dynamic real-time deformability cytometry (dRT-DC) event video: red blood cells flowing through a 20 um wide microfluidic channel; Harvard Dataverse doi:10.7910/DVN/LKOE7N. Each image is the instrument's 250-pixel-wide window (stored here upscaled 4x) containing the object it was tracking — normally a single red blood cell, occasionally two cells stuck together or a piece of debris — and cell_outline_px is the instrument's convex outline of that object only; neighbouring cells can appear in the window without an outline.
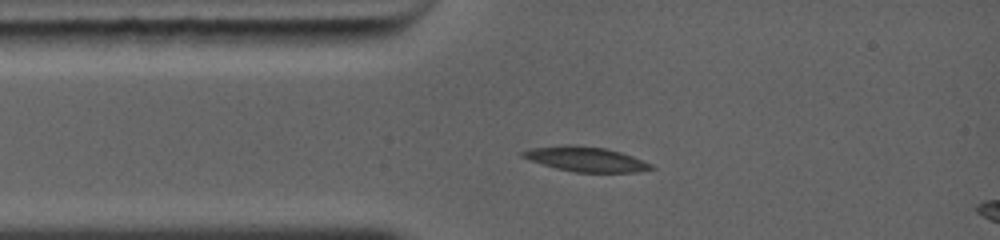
{"species": "common noctule bat (a hibernating species)", "species_latin": "Nyctalus noctula", "temperature_condition": "warm", "stored_images_in_passage": 7, "camera_frame_rate_fps": 5000, "um_per_image_px": 0.085, "animal": {"sex": "female", "body_mass_g": 19.0, "forearm_length_mm": 56.7}, "frame": {"image": 1, "passage_image": 1, "time_ms": 0.0, "image_size_px": [1000, 240], "cell_outline_px": [[656, 168], [636, 172], [576, 172], [556, 168], [520, 156], [520, 152], [532, 148], [560, 144], [576, 144], [608, 148], [632, 156], [652, 164]], "centroid_in_image_um": [49.8, 13.5], "position_along_channel_um": 35.2, "area_um2": 18.61}}
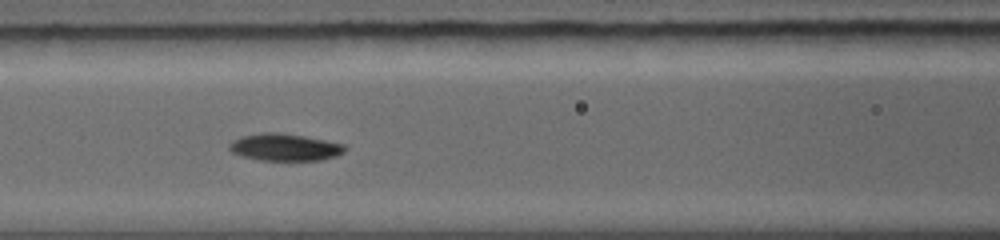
{"frame": {"image": 2, "passage_image": 4, "time_ms": 2.6, "image_size_px": [1000, 240], "cell_outline_px": [[348, 148], [344, 152], [336, 156], [320, 160], [260, 160], [240, 156], [232, 152], [228, 148], [228, 144], [232, 140], [240, 136], [260, 132], [284, 132], [344, 144]], "centroid_in_image_um": [24.17, 12.5], "position_along_channel_um": 142.4, "area_um2": 18.55}}
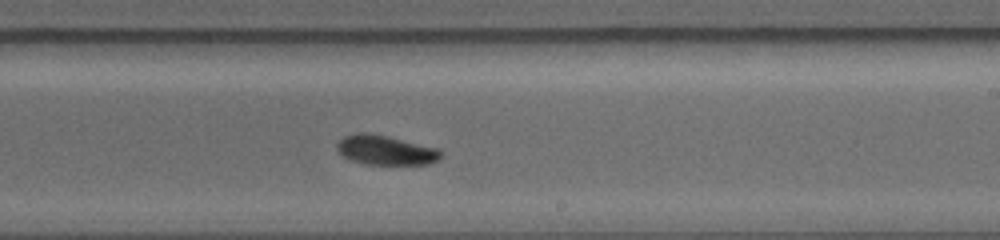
{"frame": {"image": 3, "passage_image": 7, "time_ms": 5.2, "image_size_px": [1000, 240], "cell_outline_px": [[444, 152], [440, 160], [428, 164], [364, 164], [340, 156], [336, 148], [336, 144], [344, 136], [356, 132], [368, 132], [388, 136], [440, 148]], "centroid_in_image_um": [32.8, 12.75], "position_along_channel_um": 256.2, "area_um2": 18.32}}